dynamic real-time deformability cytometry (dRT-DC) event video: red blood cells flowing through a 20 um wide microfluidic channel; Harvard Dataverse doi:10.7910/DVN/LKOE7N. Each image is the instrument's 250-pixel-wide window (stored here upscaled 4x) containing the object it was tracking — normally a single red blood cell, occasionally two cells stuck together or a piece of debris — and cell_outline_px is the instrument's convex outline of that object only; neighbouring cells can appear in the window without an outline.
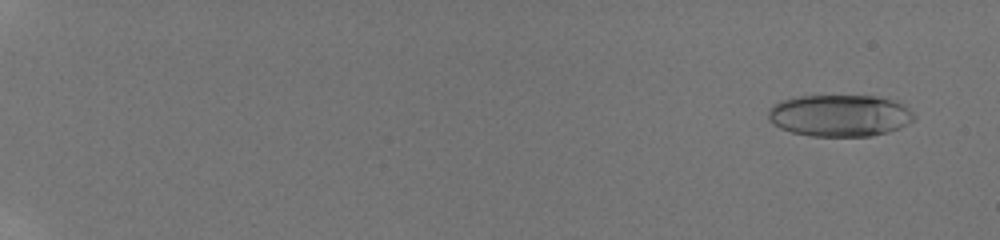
{"species": "human", "species_latin": "Homo sapiens", "temperature_condition": "room temperature", "stored_images_in_passage": 40, "camera_frame_rate_fps": 3000, "um_per_image_px": 0.085, "donor": {"sex": "male"}, "frame": {"image": 1, "passage_image": 3, "time_ms": 1.0, "image_size_px": [1000, 240], "cell_outline_px": [[916, 116], [908, 124], [900, 128], [888, 132], [868, 136], [808, 136], [792, 132], [780, 128], [772, 124], [768, 120], [768, 108], [772, 104], [780, 100], [796, 96], [876, 96], [896, 100], [904, 104]], "centroid_in_image_um": [71.35, 9.81], "position_along_channel_um": 13.6, "area_um2": 36.01}}
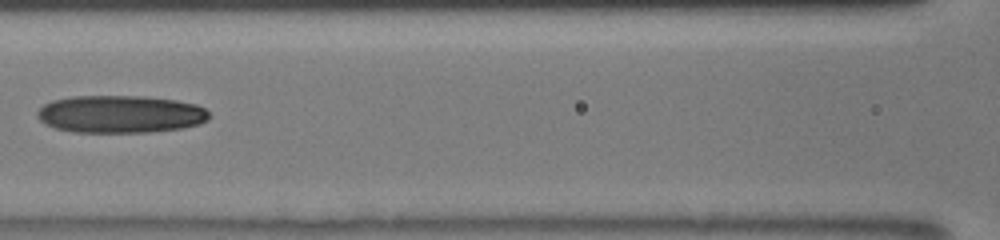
{"frame": {"image": 2, "passage_image": 26, "time_ms": 9.667, "image_size_px": [1000, 240], "cell_outline_px": [[212, 116], [208, 120], [200, 124], [184, 128], [148, 132], [72, 132], [56, 128], [44, 124], [36, 116], [36, 112], [44, 104], [52, 100], [72, 96], [144, 96], [176, 100], [196, 104], [204, 108]], "centroid_in_image_um": [10.24, 9.7], "position_along_channel_um": 156.4, "area_um2": 37.97}}
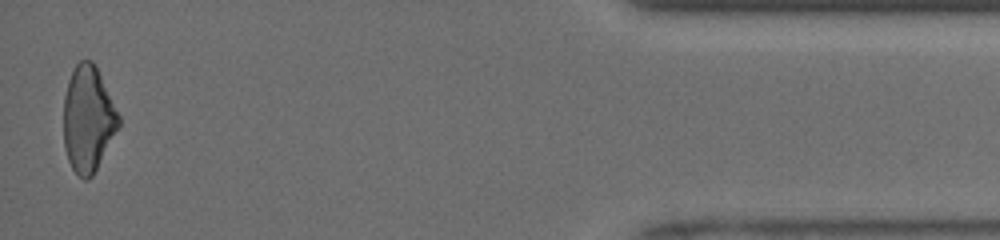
{"frame": {"image": 3, "passage_image": 40, "time_ms": 17.667, "image_size_px": [1000, 240], "cell_outline_px": [[120, 124], [92, 176], [88, 180], [84, 180], [72, 168], [68, 160], [64, 148], [64, 96], [68, 80], [76, 64], [80, 60], [92, 60], [96, 64], [120, 116]], "centroid_in_image_um": [7.48, 10.08], "position_along_channel_um": 427.7, "area_um2": 33.87}, "authors_computed_cell_mechanics": {"area_um2": 35.4603, "velocity_mm_per_s": 4.1385, "shape_relaxation_time_tau1_ms": 10.5537, "shape_relaxation_time_tau2_ms": null, "deformation_change_tau1": 0.2388, "deformation_change_tau2": null}}